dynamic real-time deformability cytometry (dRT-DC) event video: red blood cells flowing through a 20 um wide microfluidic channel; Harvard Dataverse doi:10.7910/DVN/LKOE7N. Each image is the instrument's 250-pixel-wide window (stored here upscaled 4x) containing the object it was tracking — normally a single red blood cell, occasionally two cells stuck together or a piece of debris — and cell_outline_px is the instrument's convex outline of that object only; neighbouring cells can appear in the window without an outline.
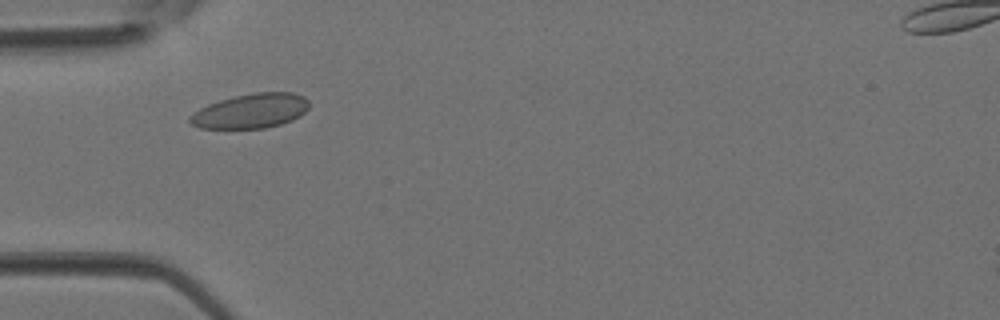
{"species": "Egyptian fruit bat (a non-hibernating species)", "species_latin": "Rousettus aegyptiacus", "temperature_condition": "room temperature", "stored_images_in_passage": 2, "camera_frame_rate_fps": 3000, "um_per_image_px": 0.085, "animal": {"sex": "female"}, "frame": {"image": 1, "passage_image": 2, "time_ms": 0.333, "image_size_px": [1000, 320], "cell_outline_px": [[308, 108], [300, 116], [292, 120], [280, 124], [264, 128], [200, 128], [192, 124], [188, 120], [188, 116], [200, 108], [208, 104], [220, 100], [252, 92], [292, 92], [304, 96], [308, 100]], "centroid_in_image_um": [21.32, 9.42], "position_along_channel_um": 63.7, "area_um2": 23.99}}